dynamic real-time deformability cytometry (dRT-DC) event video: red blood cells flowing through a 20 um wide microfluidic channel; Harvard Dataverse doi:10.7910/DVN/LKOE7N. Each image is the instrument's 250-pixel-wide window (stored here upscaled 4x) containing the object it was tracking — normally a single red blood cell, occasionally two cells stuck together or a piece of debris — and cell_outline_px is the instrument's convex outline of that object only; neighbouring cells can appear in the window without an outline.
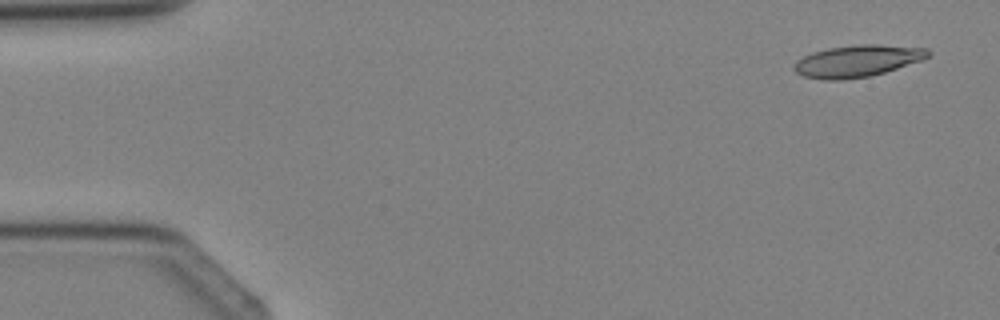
{"species": "Egyptian fruit bat (a non-hibernating species)", "species_latin": "Rousettus aegyptiacus", "temperature_condition": "cold", "stored_images_in_passage": 4, "camera_frame_rate_fps": 3000, "um_per_image_px": 0.085, "animal": {"sex": "female"}, "frame": {"image": 1, "passage_image": 1, "time_ms": 0.0, "image_size_px": [1000, 320], "cell_outline_px": [[932, 52], [928, 56], [920, 60], [884, 72], [868, 76], [840, 80], [824, 80], [804, 76], [796, 72], [792, 68], [796, 60], [812, 52], [828, 48], [860, 44], [876, 44], [928, 48]], "centroid_in_image_um": [72.84, 5.17], "position_along_channel_um": 12.2, "area_um2": 24.68}}
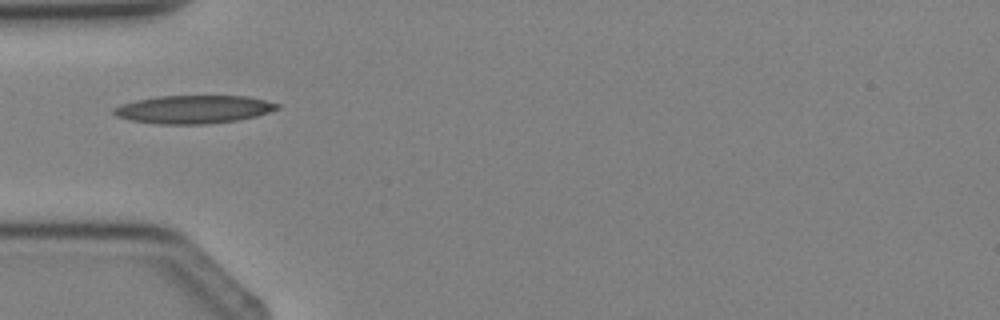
{"frame": {"image": 2, "passage_image": 4, "time_ms": 3.333, "image_size_px": [1000, 320], "cell_outline_px": [[280, 108], [256, 116], [236, 120], [208, 124], [156, 124], [128, 120], [116, 116], [112, 112], [112, 108], [120, 104], [136, 100], [160, 96], [248, 96], [280, 104]], "centroid_in_image_um": [16.41, 9.3], "position_along_channel_um": 68.6, "area_um2": 26.88}}